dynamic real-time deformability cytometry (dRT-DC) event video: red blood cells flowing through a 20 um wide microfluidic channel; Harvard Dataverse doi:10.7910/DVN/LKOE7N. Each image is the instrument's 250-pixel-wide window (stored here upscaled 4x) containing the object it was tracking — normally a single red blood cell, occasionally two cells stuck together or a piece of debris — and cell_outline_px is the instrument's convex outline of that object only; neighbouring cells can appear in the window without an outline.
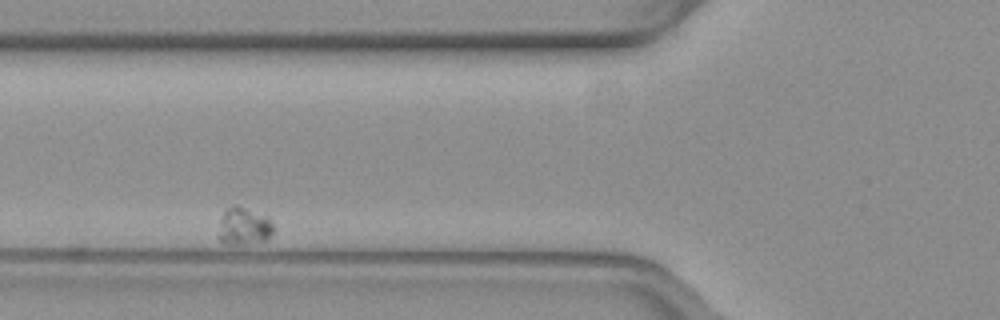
{"species": "common noctule bat (a hibernating species)", "species_latin": "Nyctalus noctula", "temperature_condition": "warm", "stored_images_in_passage": 36, "camera_frame_rate_fps": 3000, "um_per_image_px": 0.085, "animal": {"sex": "female", "body_mass_g": 19.3, "forearm_length_mm": 54.1}, "frame": {"image": 1, "passage_image": 6, "time_ms": 1.667, "image_size_px": [1000, 320], "cell_outline_px": [[276, 228], [268, 240], [244, 244], [224, 244], [220, 240], [220, 220], [224, 212], [228, 208], [236, 204], [268, 216]], "centroid_in_image_um": [20.8, 19.23], "position_along_channel_um": 105.0, "area_um2": 12.14}}
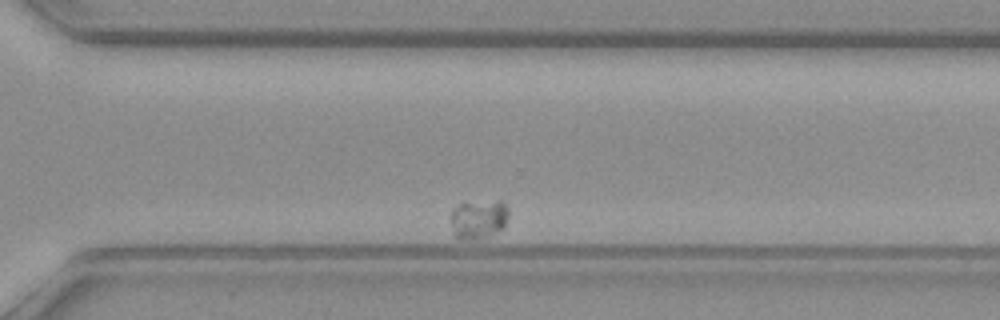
{"frame": {"image": 2, "passage_image": 31, "time_ms": 10.0, "image_size_px": [1000, 320], "cell_outline_px": [[508, 216], [504, 228], [488, 236], [476, 240], [460, 240], [456, 236], [452, 224], [452, 208], [460, 204], [496, 200], [500, 200], [508, 208]], "centroid_in_image_um": [40.71, 18.64], "position_along_channel_um": 329.9, "area_um2": 13.12}}
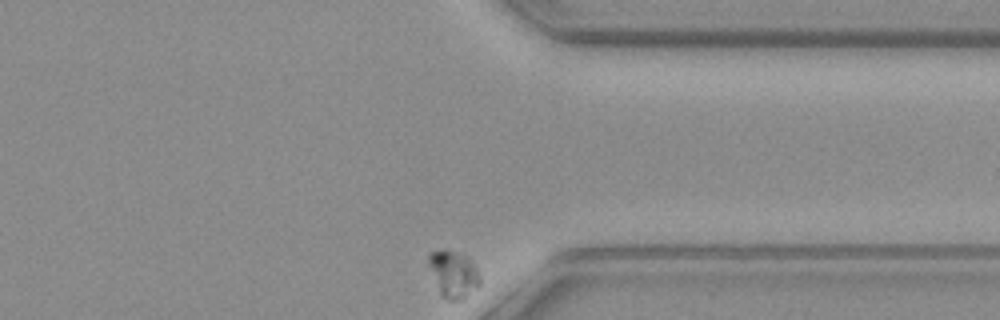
{"frame": {"image": 3, "passage_image": 36, "time_ms": 11.667, "image_size_px": [1000, 320], "cell_outline_px": [[480, 284], [476, 288], [460, 300], [448, 300], [440, 296], [428, 264], [428, 252], [452, 252], [464, 256], [472, 260], [480, 276]], "centroid_in_image_um": [38.53, 23.34], "position_along_channel_um": 372.9, "area_um2": 13.64}}